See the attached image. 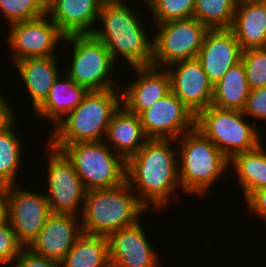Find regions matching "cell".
I'll list each match as a JSON object with an SVG mask.
<instances>
[{
    "mask_svg": "<svg viewBox=\"0 0 266 267\" xmlns=\"http://www.w3.org/2000/svg\"><path fill=\"white\" fill-rule=\"evenodd\" d=\"M172 142L177 141L148 139L126 161V181L133 191L138 190L136 196L147 210L149 206L156 211L165 208L174 190L181 186L178 151L173 150Z\"/></svg>",
    "mask_w": 266,
    "mask_h": 267,
    "instance_id": "1",
    "label": "cell"
},
{
    "mask_svg": "<svg viewBox=\"0 0 266 267\" xmlns=\"http://www.w3.org/2000/svg\"><path fill=\"white\" fill-rule=\"evenodd\" d=\"M123 1L103 2L98 23L103 22L104 26L95 28L93 35L107 47L115 63L121 57L131 67L149 66L153 59V37L146 34L141 16Z\"/></svg>",
    "mask_w": 266,
    "mask_h": 267,
    "instance_id": "2",
    "label": "cell"
},
{
    "mask_svg": "<svg viewBox=\"0 0 266 267\" xmlns=\"http://www.w3.org/2000/svg\"><path fill=\"white\" fill-rule=\"evenodd\" d=\"M135 194L127 181L112 188L87 191L79 214L83 233L108 236L135 225L137 217L147 211Z\"/></svg>",
    "mask_w": 266,
    "mask_h": 267,
    "instance_id": "3",
    "label": "cell"
},
{
    "mask_svg": "<svg viewBox=\"0 0 266 267\" xmlns=\"http://www.w3.org/2000/svg\"><path fill=\"white\" fill-rule=\"evenodd\" d=\"M121 87L88 91L82 102L55 125L48 144L103 141L110 119L121 105Z\"/></svg>",
    "mask_w": 266,
    "mask_h": 267,
    "instance_id": "4",
    "label": "cell"
},
{
    "mask_svg": "<svg viewBox=\"0 0 266 267\" xmlns=\"http://www.w3.org/2000/svg\"><path fill=\"white\" fill-rule=\"evenodd\" d=\"M178 139L180 188L193 195L206 194L214 181L229 170V159L196 127Z\"/></svg>",
    "mask_w": 266,
    "mask_h": 267,
    "instance_id": "5",
    "label": "cell"
},
{
    "mask_svg": "<svg viewBox=\"0 0 266 267\" xmlns=\"http://www.w3.org/2000/svg\"><path fill=\"white\" fill-rule=\"evenodd\" d=\"M49 145L73 164L87 191L112 188L126 181V161L112 152L105 140Z\"/></svg>",
    "mask_w": 266,
    "mask_h": 267,
    "instance_id": "6",
    "label": "cell"
},
{
    "mask_svg": "<svg viewBox=\"0 0 266 267\" xmlns=\"http://www.w3.org/2000/svg\"><path fill=\"white\" fill-rule=\"evenodd\" d=\"M244 117L243 111L210 105L196 116L195 127L230 160L235 154L255 149L262 143L263 137L254 126L256 121L250 124Z\"/></svg>",
    "mask_w": 266,
    "mask_h": 267,
    "instance_id": "7",
    "label": "cell"
},
{
    "mask_svg": "<svg viewBox=\"0 0 266 267\" xmlns=\"http://www.w3.org/2000/svg\"><path fill=\"white\" fill-rule=\"evenodd\" d=\"M64 42L73 45L70 71L66 73L76 84L88 91L118 86V82L112 79L116 63L107 47L93 34L69 35Z\"/></svg>",
    "mask_w": 266,
    "mask_h": 267,
    "instance_id": "8",
    "label": "cell"
},
{
    "mask_svg": "<svg viewBox=\"0 0 266 267\" xmlns=\"http://www.w3.org/2000/svg\"><path fill=\"white\" fill-rule=\"evenodd\" d=\"M153 25L157 27V32L153 34L151 65L159 68H168L173 63L197 58L209 30L194 17Z\"/></svg>",
    "mask_w": 266,
    "mask_h": 267,
    "instance_id": "9",
    "label": "cell"
},
{
    "mask_svg": "<svg viewBox=\"0 0 266 267\" xmlns=\"http://www.w3.org/2000/svg\"><path fill=\"white\" fill-rule=\"evenodd\" d=\"M48 149L47 191L49 192L44 194L47 197L50 212L81 214L78 210L83 207L87 192L81 178L73 164L60 150L54 149L50 145H48Z\"/></svg>",
    "mask_w": 266,
    "mask_h": 267,
    "instance_id": "10",
    "label": "cell"
},
{
    "mask_svg": "<svg viewBox=\"0 0 266 267\" xmlns=\"http://www.w3.org/2000/svg\"><path fill=\"white\" fill-rule=\"evenodd\" d=\"M6 209L7 220L24 248L36 239L51 213L43 192L23 190L15 184L6 186Z\"/></svg>",
    "mask_w": 266,
    "mask_h": 267,
    "instance_id": "11",
    "label": "cell"
},
{
    "mask_svg": "<svg viewBox=\"0 0 266 267\" xmlns=\"http://www.w3.org/2000/svg\"><path fill=\"white\" fill-rule=\"evenodd\" d=\"M47 17V18H46ZM47 14L37 19L15 22L7 34L8 44L13 49V63L26 58L55 56L59 41L65 36Z\"/></svg>",
    "mask_w": 266,
    "mask_h": 267,
    "instance_id": "12",
    "label": "cell"
},
{
    "mask_svg": "<svg viewBox=\"0 0 266 267\" xmlns=\"http://www.w3.org/2000/svg\"><path fill=\"white\" fill-rule=\"evenodd\" d=\"M148 139L178 140L195 127L196 117L171 91L139 114Z\"/></svg>",
    "mask_w": 266,
    "mask_h": 267,
    "instance_id": "13",
    "label": "cell"
},
{
    "mask_svg": "<svg viewBox=\"0 0 266 267\" xmlns=\"http://www.w3.org/2000/svg\"><path fill=\"white\" fill-rule=\"evenodd\" d=\"M168 67L171 92L195 117L211 105L214 85L196 58L179 61Z\"/></svg>",
    "mask_w": 266,
    "mask_h": 267,
    "instance_id": "14",
    "label": "cell"
},
{
    "mask_svg": "<svg viewBox=\"0 0 266 267\" xmlns=\"http://www.w3.org/2000/svg\"><path fill=\"white\" fill-rule=\"evenodd\" d=\"M146 236V231L139 221L131 227L111 232L107 236L110 266H161L157 252Z\"/></svg>",
    "mask_w": 266,
    "mask_h": 267,
    "instance_id": "15",
    "label": "cell"
},
{
    "mask_svg": "<svg viewBox=\"0 0 266 267\" xmlns=\"http://www.w3.org/2000/svg\"><path fill=\"white\" fill-rule=\"evenodd\" d=\"M77 216L80 215L51 212L28 249L37 256L60 263L83 234L82 225Z\"/></svg>",
    "mask_w": 266,
    "mask_h": 267,
    "instance_id": "16",
    "label": "cell"
},
{
    "mask_svg": "<svg viewBox=\"0 0 266 267\" xmlns=\"http://www.w3.org/2000/svg\"><path fill=\"white\" fill-rule=\"evenodd\" d=\"M242 51L230 29H209L196 59L214 85L230 67L241 61Z\"/></svg>",
    "mask_w": 266,
    "mask_h": 267,
    "instance_id": "17",
    "label": "cell"
},
{
    "mask_svg": "<svg viewBox=\"0 0 266 267\" xmlns=\"http://www.w3.org/2000/svg\"><path fill=\"white\" fill-rule=\"evenodd\" d=\"M132 69L137 72V80L135 78L134 82L121 89V104L129 112L139 115L171 91L170 76L167 68L153 65Z\"/></svg>",
    "mask_w": 266,
    "mask_h": 267,
    "instance_id": "18",
    "label": "cell"
},
{
    "mask_svg": "<svg viewBox=\"0 0 266 267\" xmlns=\"http://www.w3.org/2000/svg\"><path fill=\"white\" fill-rule=\"evenodd\" d=\"M105 0H47V15L66 37L93 34Z\"/></svg>",
    "mask_w": 266,
    "mask_h": 267,
    "instance_id": "19",
    "label": "cell"
},
{
    "mask_svg": "<svg viewBox=\"0 0 266 267\" xmlns=\"http://www.w3.org/2000/svg\"><path fill=\"white\" fill-rule=\"evenodd\" d=\"M230 30L243 51L266 47V0L236 2Z\"/></svg>",
    "mask_w": 266,
    "mask_h": 267,
    "instance_id": "20",
    "label": "cell"
},
{
    "mask_svg": "<svg viewBox=\"0 0 266 267\" xmlns=\"http://www.w3.org/2000/svg\"><path fill=\"white\" fill-rule=\"evenodd\" d=\"M106 140L109 141L106 142L108 147L112 146V150L127 161L143 147L148 138L139 115L129 112L121 104L110 119Z\"/></svg>",
    "mask_w": 266,
    "mask_h": 267,
    "instance_id": "21",
    "label": "cell"
},
{
    "mask_svg": "<svg viewBox=\"0 0 266 267\" xmlns=\"http://www.w3.org/2000/svg\"><path fill=\"white\" fill-rule=\"evenodd\" d=\"M57 55L21 59L14 63L19 76L30 94L32 112L48 96L54 81L60 74Z\"/></svg>",
    "mask_w": 266,
    "mask_h": 267,
    "instance_id": "22",
    "label": "cell"
},
{
    "mask_svg": "<svg viewBox=\"0 0 266 267\" xmlns=\"http://www.w3.org/2000/svg\"><path fill=\"white\" fill-rule=\"evenodd\" d=\"M60 80L59 75L54 81L48 96L34 110L38 117L54 122V125L75 109L88 93L85 87L76 84L67 74Z\"/></svg>",
    "mask_w": 266,
    "mask_h": 267,
    "instance_id": "23",
    "label": "cell"
},
{
    "mask_svg": "<svg viewBox=\"0 0 266 267\" xmlns=\"http://www.w3.org/2000/svg\"><path fill=\"white\" fill-rule=\"evenodd\" d=\"M247 200L255 191L266 188V149L260 143L255 149L235 154L230 160Z\"/></svg>",
    "mask_w": 266,
    "mask_h": 267,
    "instance_id": "24",
    "label": "cell"
},
{
    "mask_svg": "<svg viewBox=\"0 0 266 267\" xmlns=\"http://www.w3.org/2000/svg\"><path fill=\"white\" fill-rule=\"evenodd\" d=\"M250 88L242 61L230 67L224 76L214 84L211 105L242 111L245 107Z\"/></svg>",
    "mask_w": 266,
    "mask_h": 267,
    "instance_id": "25",
    "label": "cell"
},
{
    "mask_svg": "<svg viewBox=\"0 0 266 267\" xmlns=\"http://www.w3.org/2000/svg\"><path fill=\"white\" fill-rule=\"evenodd\" d=\"M59 267H111L108 237L83 233L66 253Z\"/></svg>",
    "mask_w": 266,
    "mask_h": 267,
    "instance_id": "26",
    "label": "cell"
},
{
    "mask_svg": "<svg viewBox=\"0 0 266 267\" xmlns=\"http://www.w3.org/2000/svg\"><path fill=\"white\" fill-rule=\"evenodd\" d=\"M15 125L0 133V186L16 184L18 170H21L23 142L15 133Z\"/></svg>",
    "mask_w": 266,
    "mask_h": 267,
    "instance_id": "27",
    "label": "cell"
},
{
    "mask_svg": "<svg viewBox=\"0 0 266 267\" xmlns=\"http://www.w3.org/2000/svg\"><path fill=\"white\" fill-rule=\"evenodd\" d=\"M235 0H195L193 17L208 29H230Z\"/></svg>",
    "mask_w": 266,
    "mask_h": 267,
    "instance_id": "28",
    "label": "cell"
},
{
    "mask_svg": "<svg viewBox=\"0 0 266 267\" xmlns=\"http://www.w3.org/2000/svg\"><path fill=\"white\" fill-rule=\"evenodd\" d=\"M155 24L193 17L195 0H145Z\"/></svg>",
    "mask_w": 266,
    "mask_h": 267,
    "instance_id": "29",
    "label": "cell"
},
{
    "mask_svg": "<svg viewBox=\"0 0 266 267\" xmlns=\"http://www.w3.org/2000/svg\"><path fill=\"white\" fill-rule=\"evenodd\" d=\"M0 10L9 24L33 20L47 14V0H0Z\"/></svg>",
    "mask_w": 266,
    "mask_h": 267,
    "instance_id": "30",
    "label": "cell"
},
{
    "mask_svg": "<svg viewBox=\"0 0 266 267\" xmlns=\"http://www.w3.org/2000/svg\"><path fill=\"white\" fill-rule=\"evenodd\" d=\"M241 61L250 90L266 86V47L242 51Z\"/></svg>",
    "mask_w": 266,
    "mask_h": 267,
    "instance_id": "31",
    "label": "cell"
},
{
    "mask_svg": "<svg viewBox=\"0 0 266 267\" xmlns=\"http://www.w3.org/2000/svg\"><path fill=\"white\" fill-rule=\"evenodd\" d=\"M24 249L7 218L0 222V265L12 263Z\"/></svg>",
    "mask_w": 266,
    "mask_h": 267,
    "instance_id": "32",
    "label": "cell"
},
{
    "mask_svg": "<svg viewBox=\"0 0 266 267\" xmlns=\"http://www.w3.org/2000/svg\"><path fill=\"white\" fill-rule=\"evenodd\" d=\"M243 114L266 121V86L250 90Z\"/></svg>",
    "mask_w": 266,
    "mask_h": 267,
    "instance_id": "33",
    "label": "cell"
},
{
    "mask_svg": "<svg viewBox=\"0 0 266 267\" xmlns=\"http://www.w3.org/2000/svg\"><path fill=\"white\" fill-rule=\"evenodd\" d=\"M12 263L15 267H59L56 261L37 256L28 248H25Z\"/></svg>",
    "mask_w": 266,
    "mask_h": 267,
    "instance_id": "34",
    "label": "cell"
},
{
    "mask_svg": "<svg viewBox=\"0 0 266 267\" xmlns=\"http://www.w3.org/2000/svg\"><path fill=\"white\" fill-rule=\"evenodd\" d=\"M249 211L266 221V188L255 191L247 200Z\"/></svg>",
    "mask_w": 266,
    "mask_h": 267,
    "instance_id": "35",
    "label": "cell"
},
{
    "mask_svg": "<svg viewBox=\"0 0 266 267\" xmlns=\"http://www.w3.org/2000/svg\"><path fill=\"white\" fill-rule=\"evenodd\" d=\"M0 94V133L5 132L15 123L14 107Z\"/></svg>",
    "mask_w": 266,
    "mask_h": 267,
    "instance_id": "36",
    "label": "cell"
},
{
    "mask_svg": "<svg viewBox=\"0 0 266 267\" xmlns=\"http://www.w3.org/2000/svg\"><path fill=\"white\" fill-rule=\"evenodd\" d=\"M6 211V186H0V222L7 218Z\"/></svg>",
    "mask_w": 266,
    "mask_h": 267,
    "instance_id": "37",
    "label": "cell"
}]
</instances>
